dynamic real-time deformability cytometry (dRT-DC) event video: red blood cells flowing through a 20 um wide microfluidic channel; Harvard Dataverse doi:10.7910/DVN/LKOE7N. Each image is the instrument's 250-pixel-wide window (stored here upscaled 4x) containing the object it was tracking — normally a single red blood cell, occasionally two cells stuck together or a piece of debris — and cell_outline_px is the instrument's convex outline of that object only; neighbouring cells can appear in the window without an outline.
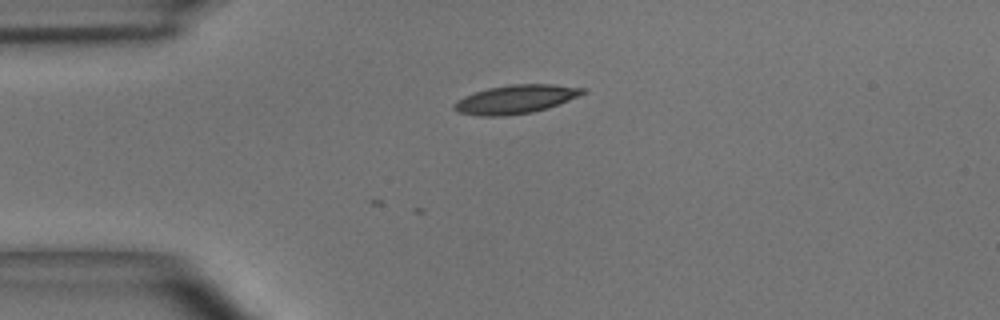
{"species": "common noctule bat (a hibernating species)", "species_latin": "Nyctalus noctula", "temperature_condition": "room temperature", "stored_images_in_passage": 8, "camera_frame_rate_fps": 3000, "um_per_image_px": 0.085, "animal": {"sex": "male", "body_mass_g": 15.6}, "frame": {"image": 1, "passage_image": 1, "time_ms": 0.0, "image_size_px": [1000, 320], "cell_outline_px": [[588, 92], [548, 108], [532, 112], [504, 116], [480, 116], [460, 112], [452, 108], [452, 104], [456, 100], [464, 96], [488, 88], [512, 84], [552, 84], [588, 88]], "centroid_in_image_um": [43.85, 8.43], "position_along_channel_um": 41.2, "area_um2": 21.5}}